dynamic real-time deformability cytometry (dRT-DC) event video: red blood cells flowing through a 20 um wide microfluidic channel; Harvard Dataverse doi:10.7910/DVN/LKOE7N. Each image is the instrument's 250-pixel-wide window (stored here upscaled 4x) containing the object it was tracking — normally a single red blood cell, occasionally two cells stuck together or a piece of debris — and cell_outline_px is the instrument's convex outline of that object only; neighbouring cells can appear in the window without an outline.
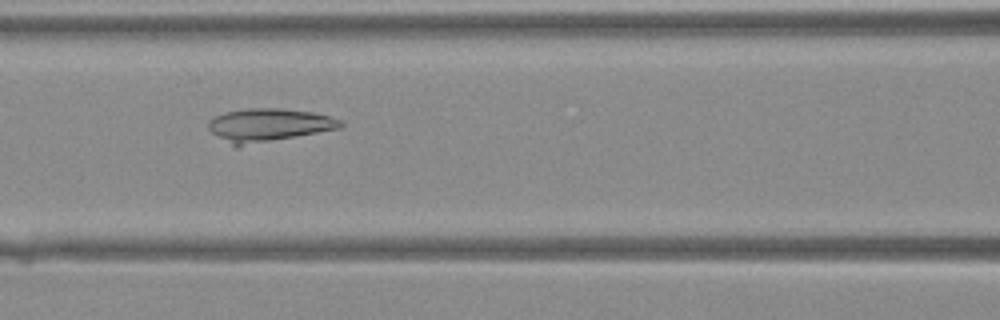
{"species": "Egyptian fruit bat (a non-hibernating species)", "species_latin": "Rousettus aegyptiacus", "temperature_condition": "warm", "stored_images_in_passage": 31, "camera_frame_rate_fps": 3000, "um_per_image_px": 0.085, "animal": {"sex": "female"}, "frame": {"image": 1, "passage_image": 8, "time_ms": 2.333, "image_size_px": [1000, 320], "cell_outline_px": [[344, 124], [340, 128], [236, 148], [212, 132], [208, 128], [208, 120], [224, 112], [248, 108], [280, 108], [312, 112], [328, 116], [340, 120]], "centroid_in_image_um": [22.8, 10.64], "position_along_channel_um": 143.8, "area_um2": 25.55}}
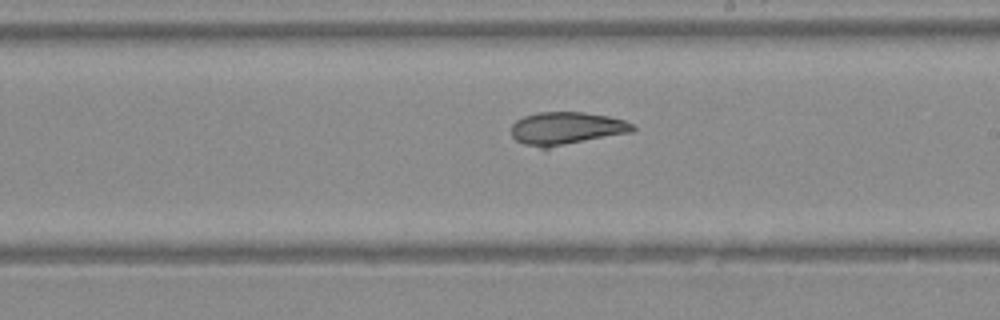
{"frame": {"image": 2, "passage_image": 14, "time_ms": 4.333, "image_size_px": [1000, 320], "cell_outline_px": [[636, 128], [632, 132], [548, 148], [540, 148], [524, 144], [516, 140], [512, 136], [512, 124], [516, 120], [524, 116], [536, 112], [584, 112], [608, 116], [624, 120], [632, 124]], "centroid_in_image_um": [48.13, 10.91], "position_along_channel_um": 240.9, "area_um2": 23.18}}
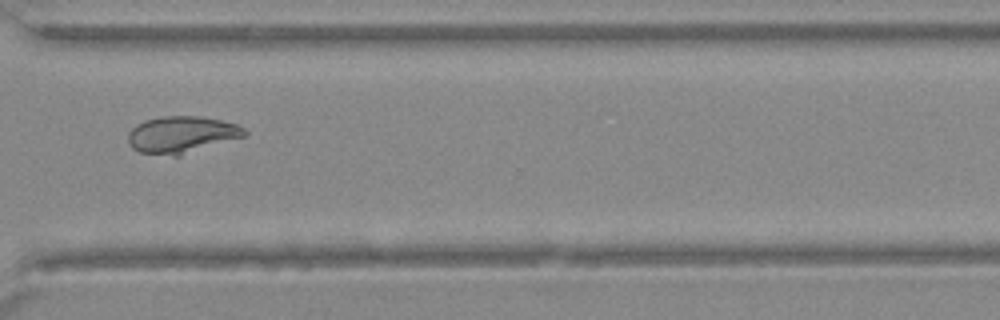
{"frame": {"image": 3, "passage_image": 21, "time_ms": 6.667, "image_size_px": [1000, 320], "cell_outline_px": [[248, 136], [180, 156], [172, 156], [140, 152], [132, 148], [128, 140], [128, 132], [136, 124], [144, 120], [164, 116], [200, 116], [220, 120], [236, 124], [244, 128], [248, 132]], "centroid_in_image_um": [15.47, 11.45], "position_along_channel_um": 355.1, "area_um2": 25.32}}